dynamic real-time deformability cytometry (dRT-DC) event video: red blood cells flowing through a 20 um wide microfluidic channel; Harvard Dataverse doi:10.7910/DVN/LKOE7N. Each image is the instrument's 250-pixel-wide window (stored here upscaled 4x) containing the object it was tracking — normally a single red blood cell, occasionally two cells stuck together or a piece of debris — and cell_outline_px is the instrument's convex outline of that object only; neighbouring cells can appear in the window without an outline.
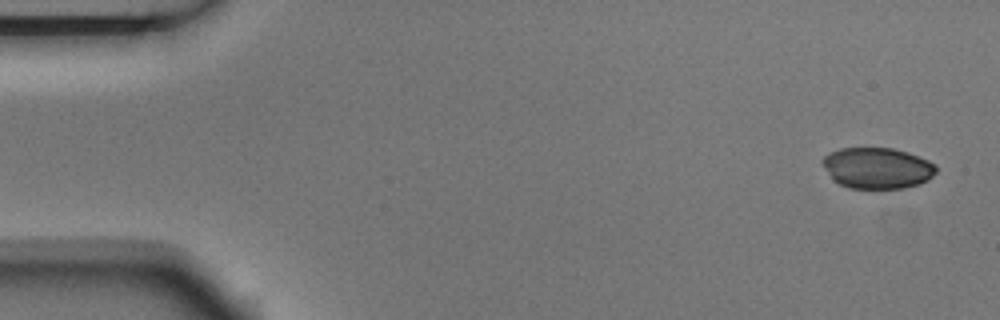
{"species": "Egyptian fruit bat (a non-hibernating species)", "species_latin": "Rousettus aegyptiacus", "temperature_condition": "room temperature", "stored_images_in_passage": 8, "camera_frame_rate_fps": 3000, "um_per_image_px": 0.085, "animal": {"sex": "male"}, "frame": {"image": 1, "passage_image": 1, "time_ms": 0.0, "image_size_px": [1000, 320], "cell_outline_px": [[936, 172], [928, 180], [904, 188], [848, 188], [832, 180], [824, 164], [824, 156], [840, 148], [892, 148], [908, 152], [928, 160], [936, 164]], "centroid_in_image_um": [74.59, 14.28], "position_along_channel_um": 10.4, "area_um2": 26.93}}
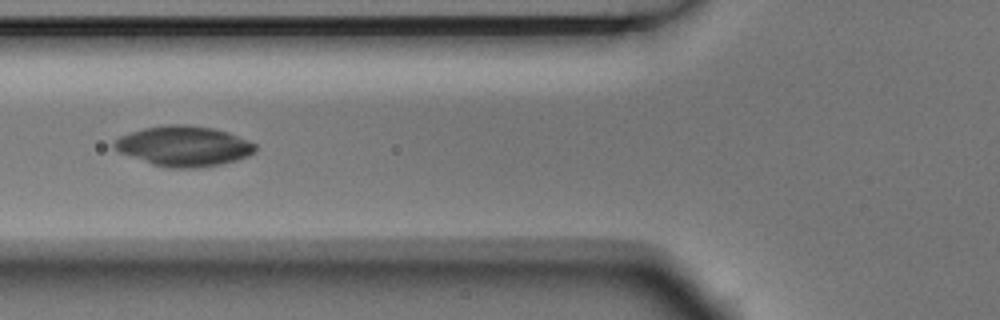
{"frame": {"image": 2, "passage_image": 6, "time_ms": 1.667, "image_size_px": [1000, 320], "cell_outline_px": [[256, 152], [248, 156], [236, 160], [220, 164], [196, 168], [168, 168], [152, 164], [120, 152], [112, 144], [120, 136], [144, 128], [168, 124], [184, 124], [212, 128], [228, 132], [248, 140], [256, 144]], "centroid_in_image_um": [15.66, 12.42], "position_along_channel_um": 110.1, "area_um2": 32.83}}
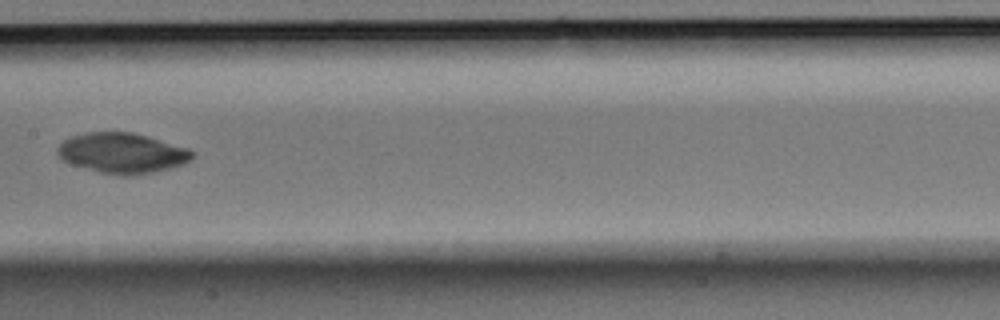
{"frame": {"image": 3, "passage_image": 8, "time_ms": 2.333, "image_size_px": [1000, 320], "cell_outline_px": [[196, 156], [192, 160], [184, 164], [152, 172], [132, 176], [124, 176], [100, 172], [72, 164], [64, 160], [56, 152], [56, 148], [64, 140], [72, 136], [88, 132], [132, 132], [148, 136], [188, 148], [196, 152]], "centroid_in_image_um": [10.43, 13.01], "position_along_channel_um": 197.0, "area_um2": 31.67}}